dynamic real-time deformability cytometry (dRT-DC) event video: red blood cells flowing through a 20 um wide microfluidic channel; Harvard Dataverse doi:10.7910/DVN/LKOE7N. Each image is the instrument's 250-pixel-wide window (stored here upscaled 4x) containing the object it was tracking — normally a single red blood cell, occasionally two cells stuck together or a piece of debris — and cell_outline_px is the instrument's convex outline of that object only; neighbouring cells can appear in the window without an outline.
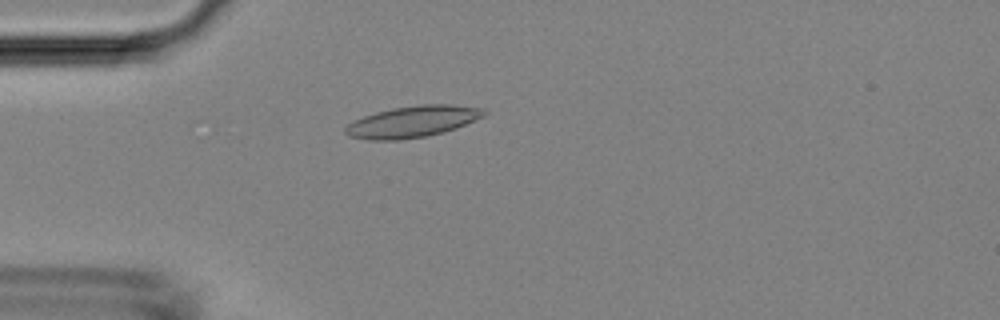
{"species": "Egyptian fruit bat (a non-hibernating species)", "species_latin": "Rousettus aegyptiacus", "temperature_condition": "room temperature", "stored_images_in_passage": 25, "camera_frame_rate_fps": 3000, "um_per_image_px": 0.085, "animal": {"sex": "female"}, "frame": {"image": 1, "passage_image": 14, "time_ms": 4.333, "image_size_px": [1000, 320], "cell_outline_px": [[488, 112], [484, 116], [456, 128], [444, 132], [428, 136], [400, 140], [368, 140], [348, 136], [344, 132], [344, 128], [352, 120], [376, 112], [392, 108], [420, 104], [448, 104], [484, 108]], "centroid_in_image_um": [35.05, 10.34], "position_along_channel_um": 49.9, "area_um2": 25.61}}
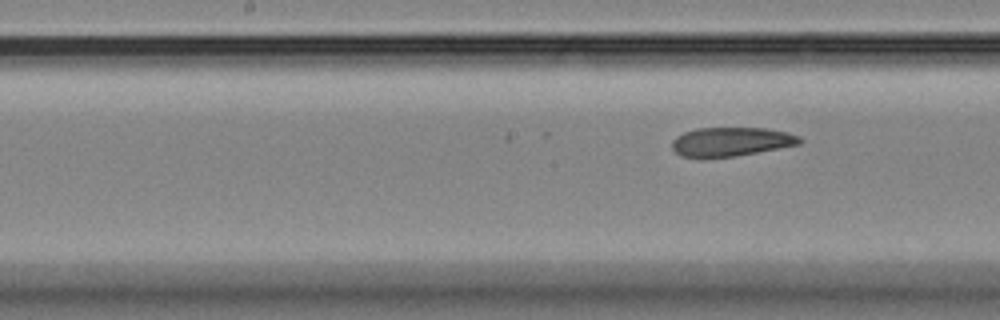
{"frame": {"image": 2, "passage_image": 25, "time_ms": 8.0, "image_size_px": [1000, 320], "cell_outline_px": [[804, 140], [800, 144], [736, 156], [704, 160], [700, 160], [680, 156], [672, 148], [672, 140], [676, 136], [684, 132], [696, 128], [764, 128], [788, 132], [800, 136]], "centroid_in_image_um": [62.09, 12.08], "position_along_channel_um": 186.1, "area_um2": 22.2}}